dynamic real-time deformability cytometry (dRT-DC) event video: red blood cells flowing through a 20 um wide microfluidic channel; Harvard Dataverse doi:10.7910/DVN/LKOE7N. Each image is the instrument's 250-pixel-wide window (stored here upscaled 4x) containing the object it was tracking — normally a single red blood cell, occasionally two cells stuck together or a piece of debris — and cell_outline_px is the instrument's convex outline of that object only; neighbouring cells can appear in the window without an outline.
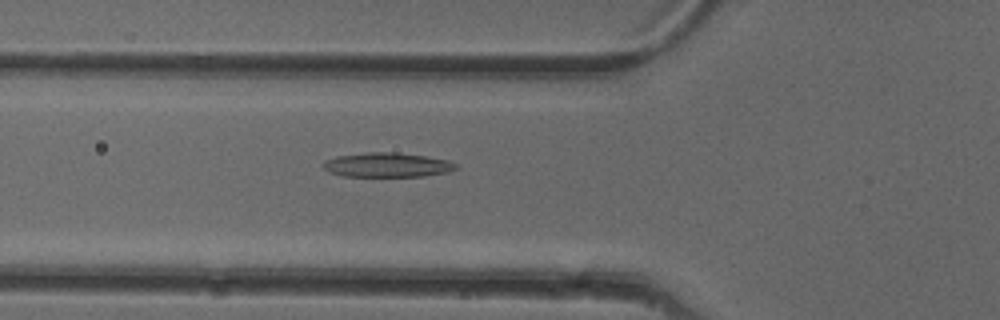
{"species": "common noctule bat (a hibernating species)", "species_latin": "Nyctalus noctula", "temperature_condition": "cold", "stored_images_in_passage": 44, "camera_frame_rate_fps": 3000, "um_per_image_px": 0.085, "animal": {"sex": "female"}, "frame": {"image": 1, "passage_image": 11, "time_ms": 3.333, "image_size_px": [1000, 320], "cell_outline_px": [[460, 168], [448, 172], [424, 176], [344, 176], [328, 172], [320, 164], [324, 160], [336, 156], [368, 152], [396, 152], [424, 156], [448, 160], [456, 164]], "centroid_in_image_um": [32.89, 14.02], "position_along_channel_um": 92.9, "area_um2": 19.02}}
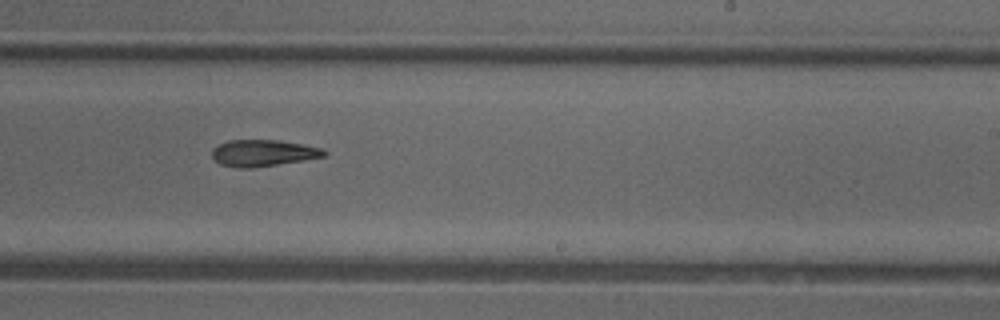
{"frame": {"image": 2, "passage_image": 24, "time_ms": 7.667, "image_size_px": [1000, 320], "cell_outline_px": [[328, 156], [304, 160], [252, 168], [236, 168], [220, 164], [212, 160], [212, 148], [228, 140], [280, 140], [304, 144], [324, 148], [328, 152]], "centroid_in_image_um": [22.39, 13.01], "position_along_channel_um": 266.6, "area_um2": 17.69}}
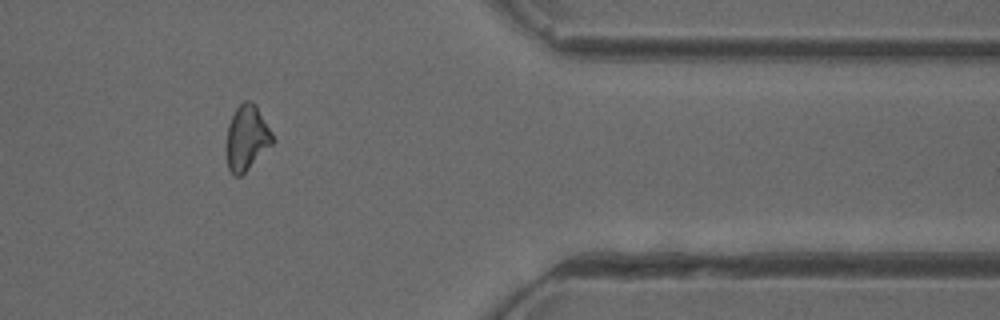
{"frame": {"image": 3, "passage_image": 35, "time_ms": 11.333, "image_size_px": [1000, 320], "cell_outline_px": [[276, 140], [240, 176], [236, 176], [228, 168], [224, 148], [228, 124], [236, 108], [244, 100], [252, 100], [256, 104], [272, 132]], "centroid_in_image_um": [20.95, 11.68], "position_along_channel_um": 390.4, "area_um2": 17.74}}